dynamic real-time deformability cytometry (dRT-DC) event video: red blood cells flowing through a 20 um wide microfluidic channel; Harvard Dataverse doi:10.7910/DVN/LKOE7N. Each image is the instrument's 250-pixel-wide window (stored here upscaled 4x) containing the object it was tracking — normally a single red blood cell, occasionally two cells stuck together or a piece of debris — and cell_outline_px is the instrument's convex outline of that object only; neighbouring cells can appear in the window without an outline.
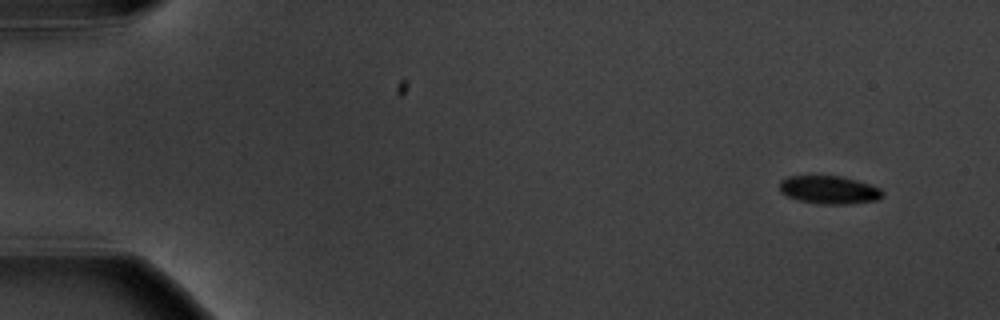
{"species": "common noctule bat (a hibernating species)", "species_latin": "Nyctalus noctula", "temperature_condition": "warm", "stored_images_in_passage": 5, "camera_frame_rate_fps": 3000, "um_per_image_px": 0.085, "animal": {"sex": "male", "body_mass_g": 20.1, "forearm_length_mm": 53.5}, "frame": {"image": 1, "passage_image": 1, "time_ms": 0.0, "image_size_px": [1000, 320], "cell_outline_px": [[884, 196], [876, 200], [848, 204], [820, 204], [800, 200], [788, 196], [780, 192], [780, 180], [788, 176], [840, 176], [856, 180], [880, 188], [884, 192]], "centroid_in_image_um": [70.48, 16.14], "position_along_channel_um": 14.5, "area_um2": 16.76}}
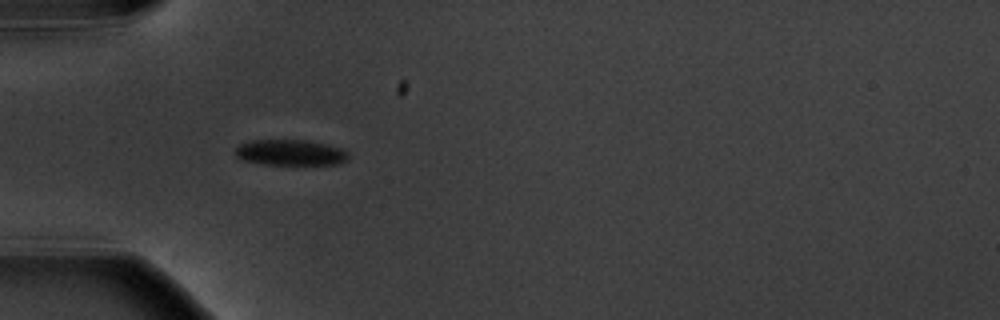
{"frame": {"image": 2, "passage_image": 5, "time_ms": 4.667, "image_size_px": [1000, 320], "cell_outline_px": [[348, 160], [340, 164], [264, 164], [244, 160], [236, 156], [236, 148], [240, 144], [252, 140], [308, 140], [340, 148], [348, 152]], "centroid_in_image_um": [24.7, 12.96], "position_along_channel_um": 60.3, "area_um2": 16.82}}